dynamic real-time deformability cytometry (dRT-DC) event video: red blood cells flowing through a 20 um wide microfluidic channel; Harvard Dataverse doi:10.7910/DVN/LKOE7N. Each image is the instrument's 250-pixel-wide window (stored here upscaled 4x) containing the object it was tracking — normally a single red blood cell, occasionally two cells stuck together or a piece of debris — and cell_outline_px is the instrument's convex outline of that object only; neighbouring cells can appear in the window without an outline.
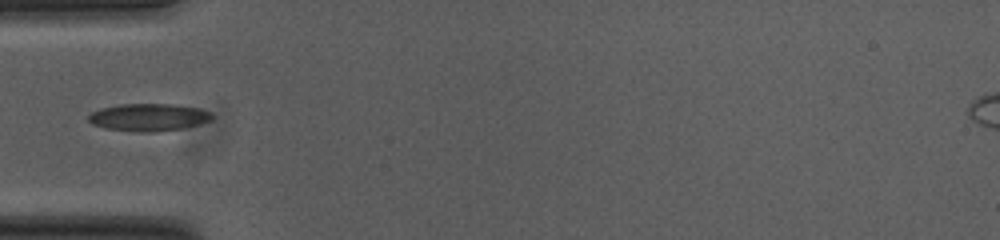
{"species": "common noctule bat (a hibernating species)", "species_latin": "Nyctalus noctula", "temperature_condition": "cold", "stored_images_in_passage": 38, "camera_frame_rate_fps": 3000, "um_per_image_px": 0.085, "animal": {"sex": "female", "body_mass_g": 23.0, "forearm_length_mm": 53.4}, "frame": {"image": 1, "passage_image": 1, "time_ms": 0.0, "image_size_px": [1000, 240], "cell_outline_px": [[212, 120], [200, 124], [184, 128], [152, 132], [140, 132], [104, 128], [92, 124], [88, 120], [88, 116], [92, 112], [100, 108], [120, 104], [172, 104], [196, 108], [208, 112], [212, 116]], "centroid_in_image_um": [12.59, 9.97], "position_along_channel_um": 72.4, "area_um2": 19.65}}
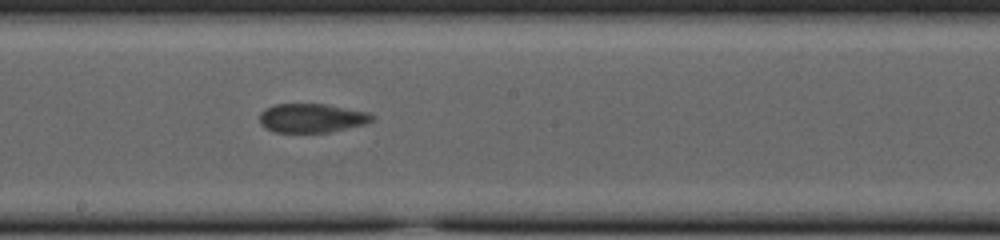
{"frame": {"image": 2, "passage_image": 13, "time_ms": 4.0, "image_size_px": [1000, 240], "cell_outline_px": [[376, 120], [364, 124], [332, 132], [276, 132], [264, 128], [260, 124], [260, 112], [264, 108], [276, 104], [324, 104], [368, 112], [376, 116]], "centroid_in_image_um": [26.51, 10.04], "position_along_channel_um": 221.7, "area_um2": 19.13}}
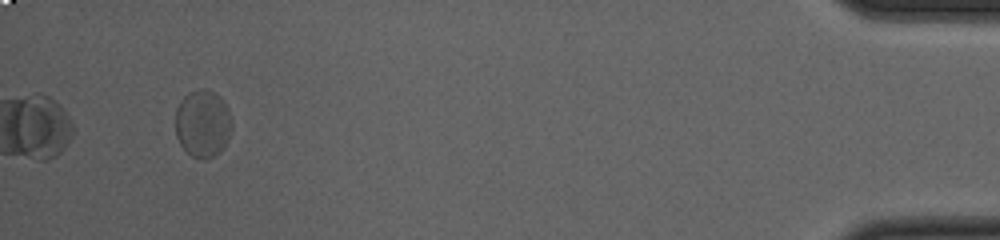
{"frame": {"image": 3, "passage_image": 35, "time_ms": 11.333, "image_size_px": [1000, 240], "cell_outline_px": [[232, 132], [228, 140], [220, 152], [212, 156], [200, 160], [192, 156], [180, 144], [176, 136], [176, 108], [180, 100], [188, 92], [200, 88], [204, 88], [216, 92], [224, 100], [232, 116]], "centroid_in_image_um": [17.26, 10.47], "position_along_channel_um": 417.9, "area_um2": 22.66}}